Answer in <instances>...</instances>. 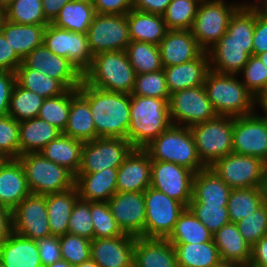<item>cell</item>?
Here are the masks:
<instances>
[{
    "label": "cell",
    "mask_w": 267,
    "mask_h": 267,
    "mask_svg": "<svg viewBox=\"0 0 267 267\" xmlns=\"http://www.w3.org/2000/svg\"><path fill=\"white\" fill-rule=\"evenodd\" d=\"M78 92L88 101L96 138L127 140L130 125V94L102 90L82 80Z\"/></svg>",
    "instance_id": "1"
},
{
    "label": "cell",
    "mask_w": 267,
    "mask_h": 267,
    "mask_svg": "<svg viewBox=\"0 0 267 267\" xmlns=\"http://www.w3.org/2000/svg\"><path fill=\"white\" fill-rule=\"evenodd\" d=\"M172 125L166 99L130 95V125L127 140L143 149Z\"/></svg>",
    "instance_id": "2"
},
{
    "label": "cell",
    "mask_w": 267,
    "mask_h": 267,
    "mask_svg": "<svg viewBox=\"0 0 267 267\" xmlns=\"http://www.w3.org/2000/svg\"><path fill=\"white\" fill-rule=\"evenodd\" d=\"M203 86L217 115L240 117L256 111L255 96L242 83L239 75L210 70Z\"/></svg>",
    "instance_id": "3"
},
{
    "label": "cell",
    "mask_w": 267,
    "mask_h": 267,
    "mask_svg": "<svg viewBox=\"0 0 267 267\" xmlns=\"http://www.w3.org/2000/svg\"><path fill=\"white\" fill-rule=\"evenodd\" d=\"M136 73L126 51L101 52L93 55L90 67L83 74L88 85L118 93L131 94Z\"/></svg>",
    "instance_id": "4"
},
{
    "label": "cell",
    "mask_w": 267,
    "mask_h": 267,
    "mask_svg": "<svg viewBox=\"0 0 267 267\" xmlns=\"http://www.w3.org/2000/svg\"><path fill=\"white\" fill-rule=\"evenodd\" d=\"M143 149L151 160L172 162L194 173L206 168L198 156L189 127L172 124Z\"/></svg>",
    "instance_id": "5"
},
{
    "label": "cell",
    "mask_w": 267,
    "mask_h": 267,
    "mask_svg": "<svg viewBox=\"0 0 267 267\" xmlns=\"http://www.w3.org/2000/svg\"><path fill=\"white\" fill-rule=\"evenodd\" d=\"M23 165L31 194L47 195L66 191L75 186V176L66 168L45 158L41 153L18 157Z\"/></svg>",
    "instance_id": "6"
},
{
    "label": "cell",
    "mask_w": 267,
    "mask_h": 267,
    "mask_svg": "<svg viewBox=\"0 0 267 267\" xmlns=\"http://www.w3.org/2000/svg\"><path fill=\"white\" fill-rule=\"evenodd\" d=\"M190 128L201 162L210 167L215 161L232 153L233 117H216Z\"/></svg>",
    "instance_id": "7"
},
{
    "label": "cell",
    "mask_w": 267,
    "mask_h": 267,
    "mask_svg": "<svg viewBox=\"0 0 267 267\" xmlns=\"http://www.w3.org/2000/svg\"><path fill=\"white\" fill-rule=\"evenodd\" d=\"M242 2L202 0L193 21L191 32L200 47L207 52L226 33L229 20Z\"/></svg>",
    "instance_id": "8"
},
{
    "label": "cell",
    "mask_w": 267,
    "mask_h": 267,
    "mask_svg": "<svg viewBox=\"0 0 267 267\" xmlns=\"http://www.w3.org/2000/svg\"><path fill=\"white\" fill-rule=\"evenodd\" d=\"M266 165L251 155L230 153L215 161L210 168L231 188L265 187Z\"/></svg>",
    "instance_id": "9"
},
{
    "label": "cell",
    "mask_w": 267,
    "mask_h": 267,
    "mask_svg": "<svg viewBox=\"0 0 267 267\" xmlns=\"http://www.w3.org/2000/svg\"><path fill=\"white\" fill-rule=\"evenodd\" d=\"M144 201L145 238L167 239L186 206L152 187L144 191Z\"/></svg>",
    "instance_id": "10"
},
{
    "label": "cell",
    "mask_w": 267,
    "mask_h": 267,
    "mask_svg": "<svg viewBox=\"0 0 267 267\" xmlns=\"http://www.w3.org/2000/svg\"><path fill=\"white\" fill-rule=\"evenodd\" d=\"M169 111L172 124L184 127H191L217 116L203 85L170 94Z\"/></svg>",
    "instance_id": "11"
},
{
    "label": "cell",
    "mask_w": 267,
    "mask_h": 267,
    "mask_svg": "<svg viewBox=\"0 0 267 267\" xmlns=\"http://www.w3.org/2000/svg\"><path fill=\"white\" fill-rule=\"evenodd\" d=\"M86 34L93 55L101 52L125 51L130 43L126 15L96 13Z\"/></svg>",
    "instance_id": "12"
},
{
    "label": "cell",
    "mask_w": 267,
    "mask_h": 267,
    "mask_svg": "<svg viewBox=\"0 0 267 267\" xmlns=\"http://www.w3.org/2000/svg\"><path fill=\"white\" fill-rule=\"evenodd\" d=\"M134 149L122 138H96L85 142L78 173H95L106 168H118Z\"/></svg>",
    "instance_id": "13"
},
{
    "label": "cell",
    "mask_w": 267,
    "mask_h": 267,
    "mask_svg": "<svg viewBox=\"0 0 267 267\" xmlns=\"http://www.w3.org/2000/svg\"><path fill=\"white\" fill-rule=\"evenodd\" d=\"M232 152L258 157L267 163V114L255 111L233 117Z\"/></svg>",
    "instance_id": "14"
},
{
    "label": "cell",
    "mask_w": 267,
    "mask_h": 267,
    "mask_svg": "<svg viewBox=\"0 0 267 267\" xmlns=\"http://www.w3.org/2000/svg\"><path fill=\"white\" fill-rule=\"evenodd\" d=\"M43 44L54 54L67 58L82 74L91 65L93 54L86 33L72 32L49 23Z\"/></svg>",
    "instance_id": "15"
},
{
    "label": "cell",
    "mask_w": 267,
    "mask_h": 267,
    "mask_svg": "<svg viewBox=\"0 0 267 267\" xmlns=\"http://www.w3.org/2000/svg\"><path fill=\"white\" fill-rule=\"evenodd\" d=\"M194 172L172 162L151 160V184L186 207L192 199Z\"/></svg>",
    "instance_id": "16"
},
{
    "label": "cell",
    "mask_w": 267,
    "mask_h": 267,
    "mask_svg": "<svg viewBox=\"0 0 267 267\" xmlns=\"http://www.w3.org/2000/svg\"><path fill=\"white\" fill-rule=\"evenodd\" d=\"M12 231L35 241L51 235L46 195L30 194L12 211Z\"/></svg>",
    "instance_id": "17"
},
{
    "label": "cell",
    "mask_w": 267,
    "mask_h": 267,
    "mask_svg": "<svg viewBox=\"0 0 267 267\" xmlns=\"http://www.w3.org/2000/svg\"><path fill=\"white\" fill-rule=\"evenodd\" d=\"M17 69H36L66 89H77L83 80V74L67 58L54 54L44 44L29 53Z\"/></svg>",
    "instance_id": "18"
},
{
    "label": "cell",
    "mask_w": 267,
    "mask_h": 267,
    "mask_svg": "<svg viewBox=\"0 0 267 267\" xmlns=\"http://www.w3.org/2000/svg\"><path fill=\"white\" fill-rule=\"evenodd\" d=\"M107 203L124 234L145 238L144 192H116Z\"/></svg>",
    "instance_id": "19"
},
{
    "label": "cell",
    "mask_w": 267,
    "mask_h": 267,
    "mask_svg": "<svg viewBox=\"0 0 267 267\" xmlns=\"http://www.w3.org/2000/svg\"><path fill=\"white\" fill-rule=\"evenodd\" d=\"M136 237L124 234L115 238L91 240V259L99 267H133Z\"/></svg>",
    "instance_id": "20"
},
{
    "label": "cell",
    "mask_w": 267,
    "mask_h": 267,
    "mask_svg": "<svg viewBox=\"0 0 267 267\" xmlns=\"http://www.w3.org/2000/svg\"><path fill=\"white\" fill-rule=\"evenodd\" d=\"M151 184V159L141 148H134L118 167L117 192H144Z\"/></svg>",
    "instance_id": "21"
},
{
    "label": "cell",
    "mask_w": 267,
    "mask_h": 267,
    "mask_svg": "<svg viewBox=\"0 0 267 267\" xmlns=\"http://www.w3.org/2000/svg\"><path fill=\"white\" fill-rule=\"evenodd\" d=\"M158 46L163 67L190 62L204 52L191 30H168Z\"/></svg>",
    "instance_id": "22"
},
{
    "label": "cell",
    "mask_w": 267,
    "mask_h": 267,
    "mask_svg": "<svg viewBox=\"0 0 267 267\" xmlns=\"http://www.w3.org/2000/svg\"><path fill=\"white\" fill-rule=\"evenodd\" d=\"M30 194L20 160L2 159L0 161V206L12 211Z\"/></svg>",
    "instance_id": "23"
},
{
    "label": "cell",
    "mask_w": 267,
    "mask_h": 267,
    "mask_svg": "<svg viewBox=\"0 0 267 267\" xmlns=\"http://www.w3.org/2000/svg\"><path fill=\"white\" fill-rule=\"evenodd\" d=\"M207 52L211 71L239 75L253 55V43L217 42Z\"/></svg>",
    "instance_id": "24"
},
{
    "label": "cell",
    "mask_w": 267,
    "mask_h": 267,
    "mask_svg": "<svg viewBox=\"0 0 267 267\" xmlns=\"http://www.w3.org/2000/svg\"><path fill=\"white\" fill-rule=\"evenodd\" d=\"M133 267H178L175 248L167 239L137 237Z\"/></svg>",
    "instance_id": "25"
},
{
    "label": "cell",
    "mask_w": 267,
    "mask_h": 267,
    "mask_svg": "<svg viewBox=\"0 0 267 267\" xmlns=\"http://www.w3.org/2000/svg\"><path fill=\"white\" fill-rule=\"evenodd\" d=\"M118 168H106L95 173H77L75 186L79 198L89 202H108L117 192Z\"/></svg>",
    "instance_id": "26"
},
{
    "label": "cell",
    "mask_w": 267,
    "mask_h": 267,
    "mask_svg": "<svg viewBox=\"0 0 267 267\" xmlns=\"http://www.w3.org/2000/svg\"><path fill=\"white\" fill-rule=\"evenodd\" d=\"M169 93L179 90L202 86L205 83L207 73L210 71L208 52H203L196 59L163 68Z\"/></svg>",
    "instance_id": "27"
},
{
    "label": "cell",
    "mask_w": 267,
    "mask_h": 267,
    "mask_svg": "<svg viewBox=\"0 0 267 267\" xmlns=\"http://www.w3.org/2000/svg\"><path fill=\"white\" fill-rule=\"evenodd\" d=\"M0 263L6 267H42L37 241L11 231L0 244Z\"/></svg>",
    "instance_id": "28"
},
{
    "label": "cell",
    "mask_w": 267,
    "mask_h": 267,
    "mask_svg": "<svg viewBox=\"0 0 267 267\" xmlns=\"http://www.w3.org/2000/svg\"><path fill=\"white\" fill-rule=\"evenodd\" d=\"M231 188L210 168L194 174L190 204L227 205Z\"/></svg>",
    "instance_id": "29"
},
{
    "label": "cell",
    "mask_w": 267,
    "mask_h": 267,
    "mask_svg": "<svg viewBox=\"0 0 267 267\" xmlns=\"http://www.w3.org/2000/svg\"><path fill=\"white\" fill-rule=\"evenodd\" d=\"M63 134L84 143L96 139V128L89 103L78 89H71V107Z\"/></svg>",
    "instance_id": "30"
},
{
    "label": "cell",
    "mask_w": 267,
    "mask_h": 267,
    "mask_svg": "<svg viewBox=\"0 0 267 267\" xmlns=\"http://www.w3.org/2000/svg\"><path fill=\"white\" fill-rule=\"evenodd\" d=\"M221 261L248 265L251 259V245L240 234L235 223L229 222L213 234Z\"/></svg>",
    "instance_id": "31"
},
{
    "label": "cell",
    "mask_w": 267,
    "mask_h": 267,
    "mask_svg": "<svg viewBox=\"0 0 267 267\" xmlns=\"http://www.w3.org/2000/svg\"><path fill=\"white\" fill-rule=\"evenodd\" d=\"M126 16L130 41H141L159 45L168 31L163 16L160 14L132 9Z\"/></svg>",
    "instance_id": "32"
},
{
    "label": "cell",
    "mask_w": 267,
    "mask_h": 267,
    "mask_svg": "<svg viewBox=\"0 0 267 267\" xmlns=\"http://www.w3.org/2000/svg\"><path fill=\"white\" fill-rule=\"evenodd\" d=\"M46 26L16 24L4 18L0 30L14 48L17 56L23 60L35 48L43 44Z\"/></svg>",
    "instance_id": "33"
},
{
    "label": "cell",
    "mask_w": 267,
    "mask_h": 267,
    "mask_svg": "<svg viewBox=\"0 0 267 267\" xmlns=\"http://www.w3.org/2000/svg\"><path fill=\"white\" fill-rule=\"evenodd\" d=\"M62 132L45 120L35 117L19 123V156L39 153Z\"/></svg>",
    "instance_id": "34"
},
{
    "label": "cell",
    "mask_w": 267,
    "mask_h": 267,
    "mask_svg": "<svg viewBox=\"0 0 267 267\" xmlns=\"http://www.w3.org/2000/svg\"><path fill=\"white\" fill-rule=\"evenodd\" d=\"M78 198L79 194L76 186L63 192L46 195L51 235L61 236L68 233L69 218Z\"/></svg>",
    "instance_id": "35"
},
{
    "label": "cell",
    "mask_w": 267,
    "mask_h": 267,
    "mask_svg": "<svg viewBox=\"0 0 267 267\" xmlns=\"http://www.w3.org/2000/svg\"><path fill=\"white\" fill-rule=\"evenodd\" d=\"M83 145L84 142L61 133L39 153L76 176L81 165Z\"/></svg>",
    "instance_id": "36"
},
{
    "label": "cell",
    "mask_w": 267,
    "mask_h": 267,
    "mask_svg": "<svg viewBox=\"0 0 267 267\" xmlns=\"http://www.w3.org/2000/svg\"><path fill=\"white\" fill-rule=\"evenodd\" d=\"M95 14L92 0H73L63 6L52 24L72 32L87 33Z\"/></svg>",
    "instance_id": "37"
},
{
    "label": "cell",
    "mask_w": 267,
    "mask_h": 267,
    "mask_svg": "<svg viewBox=\"0 0 267 267\" xmlns=\"http://www.w3.org/2000/svg\"><path fill=\"white\" fill-rule=\"evenodd\" d=\"M176 252L178 267H213L221 259L214 240L205 243H171Z\"/></svg>",
    "instance_id": "38"
},
{
    "label": "cell",
    "mask_w": 267,
    "mask_h": 267,
    "mask_svg": "<svg viewBox=\"0 0 267 267\" xmlns=\"http://www.w3.org/2000/svg\"><path fill=\"white\" fill-rule=\"evenodd\" d=\"M267 201L264 187L232 189L228 199V214L230 222L237 223L253 214Z\"/></svg>",
    "instance_id": "39"
},
{
    "label": "cell",
    "mask_w": 267,
    "mask_h": 267,
    "mask_svg": "<svg viewBox=\"0 0 267 267\" xmlns=\"http://www.w3.org/2000/svg\"><path fill=\"white\" fill-rule=\"evenodd\" d=\"M167 240L170 243L199 244L213 241V233L186 207Z\"/></svg>",
    "instance_id": "40"
},
{
    "label": "cell",
    "mask_w": 267,
    "mask_h": 267,
    "mask_svg": "<svg viewBox=\"0 0 267 267\" xmlns=\"http://www.w3.org/2000/svg\"><path fill=\"white\" fill-rule=\"evenodd\" d=\"M255 29V6L243 3L232 14L226 33L218 42L253 43Z\"/></svg>",
    "instance_id": "41"
},
{
    "label": "cell",
    "mask_w": 267,
    "mask_h": 267,
    "mask_svg": "<svg viewBox=\"0 0 267 267\" xmlns=\"http://www.w3.org/2000/svg\"><path fill=\"white\" fill-rule=\"evenodd\" d=\"M125 51L136 74L157 72L164 68L158 45L130 41Z\"/></svg>",
    "instance_id": "42"
},
{
    "label": "cell",
    "mask_w": 267,
    "mask_h": 267,
    "mask_svg": "<svg viewBox=\"0 0 267 267\" xmlns=\"http://www.w3.org/2000/svg\"><path fill=\"white\" fill-rule=\"evenodd\" d=\"M16 82L23 88L43 98L56 97L67 89L56 79L42 74L36 69H17Z\"/></svg>",
    "instance_id": "43"
},
{
    "label": "cell",
    "mask_w": 267,
    "mask_h": 267,
    "mask_svg": "<svg viewBox=\"0 0 267 267\" xmlns=\"http://www.w3.org/2000/svg\"><path fill=\"white\" fill-rule=\"evenodd\" d=\"M45 98L15 83L9 105L8 115L19 123L38 116Z\"/></svg>",
    "instance_id": "44"
},
{
    "label": "cell",
    "mask_w": 267,
    "mask_h": 267,
    "mask_svg": "<svg viewBox=\"0 0 267 267\" xmlns=\"http://www.w3.org/2000/svg\"><path fill=\"white\" fill-rule=\"evenodd\" d=\"M202 0H172L162 14L168 30H190Z\"/></svg>",
    "instance_id": "45"
},
{
    "label": "cell",
    "mask_w": 267,
    "mask_h": 267,
    "mask_svg": "<svg viewBox=\"0 0 267 267\" xmlns=\"http://www.w3.org/2000/svg\"><path fill=\"white\" fill-rule=\"evenodd\" d=\"M5 19L16 24L48 25L42 0H14L5 10Z\"/></svg>",
    "instance_id": "46"
},
{
    "label": "cell",
    "mask_w": 267,
    "mask_h": 267,
    "mask_svg": "<svg viewBox=\"0 0 267 267\" xmlns=\"http://www.w3.org/2000/svg\"><path fill=\"white\" fill-rule=\"evenodd\" d=\"M70 107L71 89H67L59 96L44 99L37 117L55 126L63 133L68 123Z\"/></svg>",
    "instance_id": "47"
},
{
    "label": "cell",
    "mask_w": 267,
    "mask_h": 267,
    "mask_svg": "<svg viewBox=\"0 0 267 267\" xmlns=\"http://www.w3.org/2000/svg\"><path fill=\"white\" fill-rule=\"evenodd\" d=\"M90 213L94 228L93 239L115 238L124 235L107 202H90Z\"/></svg>",
    "instance_id": "48"
},
{
    "label": "cell",
    "mask_w": 267,
    "mask_h": 267,
    "mask_svg": "<svg viewBox=\"0 0 267 267\" xmlns=\"http://www.w3.org/2000/svg\"><path fill=\"white\" fill-rule=\"evenodd\" d=\"M130 95L166 99L169 102L170 93L164 70L136 74L133 91Z\"/></svg>",
    "instance_id": "49"
},
{
    "label": "cell",
    "mask_w": 267,
    "mask_h": 267,
    "mask_svg": "<svg viewBox=\"0 0 267 267\" xmlns=\"http://www.w3.org/2000/svg\"><path fill=\"white\" fill-rule=\"evenodd\" d=\"M62 260L70 265L77 266L91 258V240L66 233L59 236Z\"/></svg>",
    "instance_id": "50"
},
{
    "label": "cell",
    "mask_w": 267,
    "mask_h": 267,
    "mask_svg": "<svg viewBox=\"0 0 267 267\" xmlns=\"http://www.w3.org/2000/svg\"><path fill=\"white\" fill-rule=\"evenodd\" d=\"M19 122L9 115L0 116V158L18 159Z\"/></svg>",
    "instance_id": "51"
},
{
    "label": "cell",
    "mask_w": 267,
    "mask_h": 267,
    "mask_svg": "<svg viewBox=\"0 0 267 267\" xmlns=\"http://www.w3.org/2000/svg\"><path fill=\"white\" fill-rule=\"evenodd\" d=\"M240 234L253 246L258 240L267 234V201L253 214L236 223Z\"/></svg>",
    "instance_id": "52"
},
{
    "label": "cell",
    "mask_w": 267,
    "mask_h": 267,
    "mask_svg": "<svg viewBox=\"0 0 267 267\" xmlns=\"http://www.w3.org/2000/svg\"><path fill=\"white\" fill-rule=\"evenodd\" d=\"M69 234L93 240L94 228L90 213V202L78 198L69 218Z\"/></svg>",
    "instance_id": "53"
},
{
    "label": "cell",
    "mask_w": 267,
    "mask_h": 267,
    "mask_svg": "<svg viewBox=\"0 0 267 267\" xmlns=\"http://www.w3.org/2000/svg\"><path fill=\"white\" fill-rule=\"evenodd\" d=\"M189 208L213 234L230 222L227 205L189 204Z\"/></svg>",
    "instance_id": "54"
},
{
    "label": "cell",
    "mask_w": 267,
    "mask_h": 267,
    "mask_svg": "<svg viewBox=\"0 0 267 267\" xmlns=\"http://www.w3.org/2000/svg\"><path fill=\"white\" fill-rule=\"evenodd\" d=\"M241 75L242 83L256 97L267 84V67L254 55L249 56Z\"/></svg>",
    "instance_id": "55"
},
{
    "label": "cell",
    "mask_w": 267,
    "mask_h": 267,
    "mask_svg": "<svg viewBox=\"0 0 267 267\" xmlns=\"http://www.w3.org/2000/svg\"><path fill=\"white\" fill-rule=\"evenodd\" d=\"M42 267L58 262L62 259L59 236H49L37 240Z\"/></svg>",
    "instance_id": "56"
},
{
    "label": "cell",
    "mask_w": 267,
    "mask_h": 267,
    "mask_svg": "<svg viewBox=\"0 0 267 267\" xmlns=\"http://www.w3.org/2000/svg\"><path fill=\"white\" fill-rule=\"evenodd\" d=\"M22 64V60L17 56L14 48L0 30V71H10L15 73Z\"/></svg>",
    "instance_id": "57"
},
{
    "label": "cell",
    "mask_w": 267,
    "mask_h": 267,
    "mask_svg": "<svg viewBox=\"0 0 267 267\" xmlns=\"http://www.w3.org/2000/svg\"><path fill=\"white\" fill-rule=\"evenodd\" d=\"M97 14L126 15L133 9V0H92Z\"/></svg>",
    "instance_id": "58"
},
{
    "label": "cell",
    "mask_w": 267,
    "mask_h": 267,
    "mask_svg": "<svg viewBox=\"0 0 267 267\" xmlns=\"http://www.w3.org/2000/svg\"><path fill=\"white\" fill-rule=\"evenodd\" d=\"M16 83V73L0 71V116L8 115L13 87Z\"/></svg>",
    "instance_id": "59"
},
{
    "label": "cell",
    "mask_w": 267,
    "mask_h": 267,
    "mask_svg": "<svg viewBox=\"0 0 267 267\" xmlns=\"http://www.w3.org/2000/svg\"><path fill=\"white\" fill-rule=\"evenodd\" d=\"M267 51V18L255 7V29L253 34V55Z\"/></svg>",
    "instance_id": "60"
},
{
    "label": "cell",
    "mask_w": 267,
    "mask_h": 267,
    "mask_svg": "<svg viewBox=\"0 0 267 267\" xmlns=\"http://www.w3.org/2000/svg\"><path fill=\"white\" fill-rule=\"evenodd\" d=\"M249 267H267V234L251 247Z\"/></svg>",
    "instance_id": "61"
},
{
    "label": "cell",
    "mask_w": 267,
    "mask_h": 267,
    "mask_svg": "<svg viewBox=\"0 0 267 267\" xmlns=\"http://www.w3.org/2000/svg\"><path fill=\"white\" fill-rule=\"evenodd\" d=\"M172 0H133V9L162 15Z\"/></svg>",
    "instance_id": "62"
},
{
    "label": "cell",
    "mask_w": 267,
    "mask_h": 267,
    "mask_svg": "<svg viewBox=\"0 0 267 267\" xmlns=\"http://www.w3.org/2000/svg\"><path fill=\"white\" fill-rule=\"evenodd\" d=\"M73 0H42L45 18L52 23L65 4Z\"/></svg>",
    "instance_id": "63"
},
{
    "label": "cell",
    "mask_w": 267,
    "mask_h": 267,
    "mask_svg": "<svg viewBox=\"0 0 267 267\" xmlns=\"http://www.w3.org/2000/svg\"><path fill=\"white\" fill-rule=\"evenodd\" d=\"M11 231V211L0 206V244L7 239Z\"/></svg>",
    "instance_id": "64"
},
{
    "label": "cell",
    "mask_w": 267,
    "mask_h": 267,
    "mask_svg": "<svg viewBox=\"0 0 267 267\" xmlns=\"http://www.w3.org/2000/svg\"><path fill=\"white\" fill-rule=\"evenodd\" d=\"M255 109H261L259 113L267 114V84L255 97Z\"/></svg>",
    "instance_id": "65"
},
{
    "label": "cell",
    "mask_w": 267,
    "mask_h": 267,
    "mask_svg": "<svg viewBox=\"0 0 267 267\" xmlns=\"http://www.w3.org/2000/svg\"><path fill=\"white\" fill-rule=\"evenodd\" d=\"M253 5L257 8L258 12L267 18V0H253Z\"/></svg>",
    "instance_id": "66"
},
{
    "label": "cell",
    "mask_w": 267,
    "mask_h": 267,
    "mask_svg": "<svg viewBox=\"0 0 267 267\" xmlns=\"http://www.w3.org/2000/svg\"><path fill=\"white\" fill-rule=\"evenodd\" d=\"M213 267H249V265L243 263L220 261L217 265Z\"/></svg>",
    "instance_id": "67"
},
{
    "label": "cell",
    "mask_w": 267,
    "mask_h": 267,
    "mask_svg": "<svg viewBox=\"0 0 267 267\" xmlns=\"http://www.w3.org/2000/svg\"><path fill=\"white\" fill-rule=\"evenodd\" d=\"M46 267H74L72 265H70L66 260H60L58 262H54L51 265H48Z\"/></svg>",
    "instance_id": "68"
},
{
    "label": "cell",
    "mask_w": 267,
    "mask_h": 267,
    "mask_svg": "<svg viewBox=\"0 0 267 267\" xmlns=\"http://www.w3.org/2000/svg\"><path fill=\"white\" fill-rule=\"evenodd\" d=\"M74 267H99L91 258Z\"/></svg>",
    "instance_id": "69"
},
{
    "label": "cell",
    "mask_w": 267,
    "mask_h": 267,
    "mask_svg": "<svg viewBox=\"0 0 267 267\" xmlns=\"http://www.w3.org/2000/svg\"><path fill=\"white\" fill-rule=\"evenodd\" d=\"M14 0H0V8L5 10Z\"/></svg>",
    "instance_id": "70"
},
{
    "label": "cell",
    "mask_w": 267,
    "mask_h": 267,
    "mask_svg": "<svg viewBox=\"0 0 267 267\" xmlns=\"http://www.w3.org/2000/svg\"><path fill=\"white\" fill-rule=\"evenodd\" d=\"M263 63L264 65L267 67V51L265 53H260L258 55H256Z\"/></svg>",
    "instance_id": "71"
},
{
    "label": "cell",
    "mask_w": 267,
    "mask_h": 267,
    "mask_svg": "<svg viewBox=\"0 0 267 267\" xmlns=\"http://www.w3.org/2000/svg\"><path fill=\"white\" fill-rule=\"evenodd\" d=\"M4 18H5L4 10L2 8H0V28H1V25H2Z\"/></svg>",
    "instance_id": "72"
},
{
    "label": "cell",
    "mask_w": 267,
    "mask_h": 267,
    "mask_svg": "<svg viewBox=\"0 0 267 267\" xmlns=\"http://www.w3.org/2000/svg\"><path fill=\"white\" fill-rule=\"evenodd\" d=\"M265 191H266V197H267V165H266V182H265Z\"/></svg>",
    "instance_id": "73"
},
{
    "label": "cell",
    "mask_w": 267,
    "mask_h": 267,
    "mask_svg": "<svg viewBox=\"0 0 267 267\" xmlns=\"http://www.w3.org/2000/svg\"><path fill=\"white\" fill-rule=\"evenodd\" d=\"M0 267H6L5 265H3L2 263H0Z\"/></svg>",
    "instance_id": "74"
}]
</instances>
